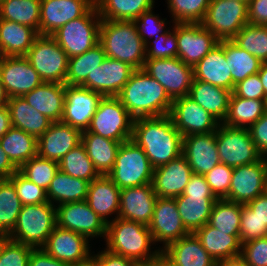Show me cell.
Returning a JSON list of instances; mask_svg holds the SVG:
<instances>
[{"label":"cell","mask_w":267,"mask_h":266,"mask_svg":"<svg viewBox=\"0 0 267 266\" xmlns=\"http://www.w3.org/2000/svg\"><path fill=\"white\" fill-rule=\"evenodd\" d=\"M131 140L141 147L154 168L182 154V134L169 115L134 119Z\"/></svg>","instance_id":"6da1fadb"},{"label":"cell","mask_w":267,"mask_h":266,"mask_svg":"<svg viewBox=\"0 0 267 266\" xmlns=\"http://www.w3.org/2000/svg\"><path fill=\"white\" fill-rule=\"evenodd\" d=\"M116 97L134 119L169 115L173 102L164 87L142 69L132 73Z\"/></svg>","instance_id":"7a4b0ae2"},{"label":"cell","mask_w":267,"mask_h":266,"mask_svg":"<svg viewBox=\"0 0 267 266\" xmlns=\"http://www.w3.org/2000/svg\"><path fill=\"white\" fill-rule=\"evenodd\" d=\"M104 242L108 251L139 264L154 262L161 256L148 226L132 220L117 218L107 223Z\"/></svg>","instance_id":"3957f363"},{"label":"cell","mask_w":267,"mask_h":266,"mask_svg":"<svg viewBox=\"0 0 267 266\" xmlns=\"http://www.w3.org/2000/svg\"><path fill=\"white\" fill-rule=\"evenodd\" d=\"M99 43L106 57L123 61L135 70L143 68L146 45L138 34L135 21L101 19Z\"/></svg>","instance_id":"277c9868"},{"label":"cell","mask_w":267,"mask_h":266,"mask_svg":"<svg viewBox=\"0 0 267 266\" xmlns=\"http://www.w3.org/2000/svg\"><path fill=\"white\" fill-rule=\"evenodd\" d=\"M56 226V206L49 201L22 205L16 225L7 238L33 248H41Z\"/></svg>","instance_id":"5b68a950"},{"label":"cell","mask_w":267,"mask_h":266,"mask_svg":"<svg viewBox=\"0 0 267 266\" xmlns=\"http://www.w3.org/2000/svg\"><path fill=\"white\" fill-rule=\"evenodd\" d=\"M154 167L143 149L132 140L121 143L112 170L107 176L122 190L151 184Z\"/></svg>","instance_id":"8992f818"},{"label":"cell","mask_w":267,"mask_h":266,"mask_svg":"<svg viewBox=\"0 0 267 266\" xmlns=\"http://www.w3.org/2000/svg\"><path fill=\"white\" fill-rule=\"evenodd\" d=\"M101 17L96 5L85 15L71 20L51 36L66 52L68 58L85 53L99 43Z\"/></svg>","instance_id":"52a82bcc"},{"label":"cell","mask_w":267,"mask_h":266,"mask_svg":"<svg viewBox=\"0 0 267 266\" xmlns=\"http://www.w3.org/2000/svg\"><path fill=\"white\" fill-rule=\"evenodd\" d=\"M134 118L116 96L103 97L92 117L88 132L118 142L131 140Z\"/></svg>","instance_id":"ba28073f"},{"label":"cell","mask_w":267,"mask_h":266,"mask_svg":"<svg viewBox=\"0 0 267 266\" xmlns=\"http://www.w3.org/2000/svg\"><path fill=\"white\" fill-rule=\"evenodd\" d=\"M25 57L43 82L65 83L68 56L51 35H39Z\"/></svg>","instance_id":"9c48e42d"},{"label":"cell","mask_w":267,"mask_h":266,"mask_svg":"<svg viewBox=\"0 0 267 266\" xmlns=\"http://www.w3.org/2000/svg\"><path fill=\"white\" fill-rule=\"evenodd\" d=\"M216 144L220 162L233 168L255 163L263 157L252 141L248 128L220 123L216 130Z\"/></svg>","instance_id":"30bf717a"},{"label":"cell","mask_w":267,"mask_h":266,"mask_svg":"<svg viewBox=\"0 0 267 266\" xmlns=\"http://www.w3.org/2000/svg\"><path fill=\"white\" fill-rule=\"evenodd\" d=\"M248 23V5L236 0H211L202 25L219 40H232Z\"/></svg>","instance_id":"8fae6325"},{"label":"cell","mask_w":267,"mask_h":266,"mask_svg":"<svg viewBox=\"0 0 267 266\" xmlns=\"http://www.w3.org/2000/svg\"><path fill=\"white\" fill-rule=\"evenodd\" d=\"M142 70L164 87L172 101L187 96L194 80L193 67L178 57L146 59Z\"/></svg>","instance_id":"7c38bea8"},{"label":"cell","mask_w":267,"mask_h":266,"mask_svg":"<svg viewBox=\"0 0 267 266\" xmlns=\"http://www.w3.org/2000/svg\"><path fill=\"white\" fill-rule=\"evenodd\" d=\"M57 226L85 236L92 242L105 240L107 223L97 215L86 200L56 206Z\"/></svg>","instance_id":"4fadbf2b"},{"label":"cell","mask_w":267,"mask_h":266,"mask_svg":"<svg viewBox=\"0 0 267 266\" xmlns=\"http://www.w3.org/2000/svg\"><path fill=\"white\" fill-rule=\"evenodd\" d=\"M83 235L56 226L41 247L51 257L70 266H79L92 259V243Z\"/></svg>","instance_id":"5bb4252c"},{"label":"cell","mask_w":267,"mask_h":266,"mask_svg":"<svg viewBox=\"0 0 267 266\" xmlns=\"http://www.w3.org/2000/svg\"><path fill=\"white\" fill-rule=\"evenodd\" d=\"M267 191V162L264 157L252 164L233 168L228 195L224 198L247 204Z\"/></svg>","instance_id":"9a60e30c"},{"label":"cell","mask_w":267,"mask_h":266,"mask_svg":"<svg viewBox=\"0 0 267 266\" xmlns=\"http://www.w3.org/2000/svg\"><path fill=\"white\" fill-rule=\"evenodd\" d=\"M169 116L183 137L214 132L220 124L188 95L173 100Z\"/></svg>","instance_id":"2e32d148"},{"label":"cell","mask_w":267,"mask_h":266,"mask_svg":"<svg viewBox=\"0 0 267 266\" xmlns=\"http://www.w3.org/2000/svg\"><path fill=\"white\" fill-rule=\"evenodd\" d=\"M103 97L102 94L81 85H66L61 122L81 132L87 130Z\"/></svg>","instance_id":"e0dca14e"},{"label":"cell","mask_w":267,"mask_h":266,"mask_svg":"<svg viewBox=\"0 0 267 266\" xmlns=\"http://www.w3.org/2000/svg\"><path fill=\"white\" fill-rule=\"evenodd\" d=\"M178 58L194 67L219 40L201 23H176Z\"/></svg>","instance_id":"ac0fdd59"},{"label":"cell","mask_w":267,"mask_h":266,"mask_svg":"<svg viewBox=\"0 0 267 266\" xmlns=\"http://www.w3.org/2000/svg\"><path fill=\"white\" fill-rule=\"evenodd\" d=\"M148 228L161 250L189 234L182 223L174 198H157Z\"/></svg>","instance_id":"d6986e66"},{"label":"cell","mask_w":267,"mask_h":266,"mask_svg":"<svg viewBox=\"0 0 267 266\" xmlns=\"http://www.w3.org/2000/svg\"><path fill=\"white\" fill-rule=\"evenodd\" d=\"M95 0H41L39 35H52L67 22L85 15Z\"/></svg>","instance_id":"ffe728a7"},{"label":"cell","mask_w":267,"mask_h":266,"mask_svg":"<svg viewBox=\"0 0 267 266\" xmlns=\"http://www.w3.org/2000/svg\"><path fill=\"white\" fill-rule=\"evenodd\" d=\"M0 76L9 97H22L43 82L25 56H0Z\"/></svg>","instance_id":"44dd1931"},{"label":"cell","mask_w":267,"mask_h":266,"mask_svg":"<svg viewBox=\"0 0 267 266\" xmlns=\"http://www.w3.org/2000/svg\"><path fill=\"white\" fill-rule=\"evenodd\" d=\"M135 71L123 61L106 57L81 85L106 96H117Z\"/></svg>","instance_id":"7402d4cb"},{"label":"cell","mask_w":267,"mask_h":266,"mask_svg":"<svg viewBox=\"0 0 267 266\" xmlns=\"http://www.w3.org/2000/svg\"><path fill=\"white\" fill-rule=\"evenodd\" d=\"M193 171L181 154L169 163L154 168L152 187L159 198H175L183 194Z\"/></svg>","instance_id":"603a6c76"},{"label":"cell","mask_w":267,"mask_h":266,"mask_svg":"<svg viewBox=\"0 0 267 266\" xmlns=\"http://www.w3.org/2000/svg\"><path fill=\"white\" fill-rule=\"evenodd\" d=\"M182 155L187 159L194 174L205 176L221 163L216 144V131L183 137Z\"/></svg>","instance_id":"cb8c5ba5"},{"label":"cell","mask_w":267,"mask_h":266,"mask_svg":"<svg viewBox=\"0 0 267 266\" xmlns=\"http://www.w3.org/2000/svg\"><path fill=\"white\" fill-rule=\"evenodd\" d=\"M82 132L61 121L52 122L37 139V155L59 162L71 149L81 143Z\"/></svg>","instance_id":"d4e9b609"},{"label":"cell","mask_w":267,"mask_h":266,"mask_svg":"<svg viewBox=\"0 0 267 266\" xmlns=\"http://www.w3.org/2000/svg\"><path fill=\"white\" fill-rule=\"evenodd\" d=\"M158 196L152 184L122 189L118 218L149 225Z\"/></svg>","instance_id":"484cf974"},{"label":"cell","mask_w":267,"mask_h":266,"mask_svg":"<svg viewBox=\"0 0 267 266\" xmlns=\"http://www.w3.org/2000/svg\"><path fill=\"white\" fill-rule=\"evenodd\" d=\"M120 192L121 189L107 175H100L89 183L86 201L97 215L109 223L118 218Z\"/></svg>","instance_id":"4316f807"},{"label":"cell","mask_w":267,"mask_h":266,"mask_svg":"<svg viewBox=\"0 0 267 266\" xmlns=\"http://www.w3.org/2000/svg\"><path fill=\"white\" fill-rule=\"evenodd\" d=\"M161 256L172 266H215L216 261L207 253L194 233L168 244Z\"/></svg>","instance_id":"83f0119b"},{"label":"cell","mask_w":267,"mask_h":266,"mask_svg":"<svg viewBox=\"0 0 267 266\" xmlns=\"http://www.w3.org/2000/svg\"><path fill=\"white\" fill-rule=\"evenodd\" d=\"M65 88V83L42 82L22 97L49 120L59 122L64 111Z\"/></svg>","instance_id":"f1b7e54d"},{"label":"cell","mask_w":267,"mask_h":266,"mask_svg":"<svg viewBox=\"0 0 267 266\" xmlns=\"http://www.w3.org/2000/svg\"><path fill=\"white\" fill-rule=\"evenodd\" d=\"M194 79L233 92L231 70L226 62L223 40L193 67Z\"/></svg>","instance_id":"f546056e"},{"label":"cell","mask_w":267,"mask_h":266,"mask_svg":"<svg viewBox=\"0 0 267 266\" xmlns=\"http://www.w3.org/2000/svg\"><path fill=\"white\" fill-rule=\"evenodd\" d=\"M182 223L189 233L208 223L214 203L215 195H191L181 194L174 198Z\"/></svg>","instance_id":"4dcf8cb0"},{"label":"cell","mask_w":267,"mask_h":266,"mask_svg":"<svg viewBox=\"0 0 267 266\" xmlns=\"http://www.w3.org/2000/svg\"><path fill=\"white\" fill-rule=\"evenodd\" d=\"M231 94V90L194 79L188 96L223 123L228 114Z\"/></svg>","instance_id":"1f68e13d"},{"label":"cell","mask_w":267,"mask_h":266,"mask_svg":"<svg viewBox=\"0 0 267 266\" xmlns=\"http://www.w3.org/2000/svg\"><path fill=\"white\" fill-rule=\"evenodd\" d=\"M207 253L217 262L240 255V235H229L208 223L194 232Z\"/></svg>","instance_id":"d6a6232c"},{"label":"cell","mask_w":267,"mask_h":266,"mask_svg":"<svg viewBox=\"0 0 267 266\" xmlns=\"http://www.w3.org/2000/svg\"><path fill=\"white\" fill-rule=\"evenodd\" d=\"M38 36L29 26L0 19V56H25Z\"/></svg>","instance_id":"836d02e7"},{"label":"cell","mask_w":267,"mask_h":266,"mask_svg":"<svg viewBox=\"0 0 267 266\" xmlns=\"http://www.w3.org/2000/svg\"><path fill=\"white\" fill-rule=\"evenodd\" d=\"M12 127L21 129L38 139L50 127L52 121L30 106L23 97H9Z\"/></svg>","instance_id":"e575fe53"},{"label":"cell","mask_w":267,"mask_h":266,"mask_svg":"<svg viewBox=\"0 0 267 266\" xmlns=\"http://www.w3.org/2000/svg\"><path fill=\"white\" fill-rule=\"evenodd\" d=\"M81 143L85 146L87 155L97 172L100 175H107L114 166L121 142L85 130L81 134Z\"/></svg>","instance_id":"d590c367"},{"label":"cell","mask_w":267,"mask_h":266,"mask_svg":"<svg viewBox=\"0 0 267 266\" xmlns=\"http://www.w3.org/2000/svg\"><path fill=\"white\" fill-rule=\"evenodd\" d=\"M89 183L59 169L46 191L47 199L55 206L86 200Z\"/></svg>","instance_id":"8d00e7d4"},{"label":"cell","mask_w":267,"mask_h":266,"mask_svg":"<svg viewBox=\"0 0 267 266\" xmlns=\"http://www.w3.org/2000/svg\"><path fill=\"white\" fill-rule=\"evenodd\" d=\"M267 100L246 99L236 96L233 92L229 101V109L223 124L249 128L267 111Z\"/></svg>","instance_id":"74e56055"},{"label":"cell","mask_w":267,"mask_h":266,"mask_svg":"<svg viewBox=\"0 0 267 266\" xmlns=\"http://www.w3.org/2000/svg\"><path fill=\"white\" fill-rule=\"evenodd\" d=\"M156 0H95L103 20L135 21L143 12L155 7Z\"/></svg>","instance_id":"f35d334b"},{"label":"cell","mask_w":267,"mask_h":266,"mask_svg":"<svg viewBox=\"0 0 267 266\" xmlns=\"http://www.w3.org/2000/svg\"><path fill=\"white\" fill-rule=\"evenodd\" d=\"M0 146L18 169L37 155V139L14 127L0 138Z\"/></svg>","instance_id":"ab89813d"},{"label":"cell","mask_w":267,"mask_h":266,"mask_svg":"<svg viewBox=\"0 0 267 266\" xmlns=\"http://www.w3.org/2000/svg\"><path fill=\"white\" fill-rule=\"evenodd\" d=\"M226 62L231 70L233 90L235 85L246 77L259 72L262 62L241 49L232 40H223Z\"/></svg>","instance_id":"60d3db41"},{"label":"cell","mask_w":267,"mask_h":266,"mask_svg":"<svg viewBox=\"0 0 267 266\" xmlns=\"http://www.w3.org/2000/svg\"><path fill=\"white\" fill-rule=\"evenodd\" d=\"M106 59V54L100 43L83 54L68 58L66 85H82L89 73H92Z\"/></svg>","instance_id":"b9f144b4"},{"label":"cell","mask_w":267,"mask_h":266,"mask_svg":"<svg viewBox=\"0 0 267 266\" xmlns=\"http://www.w3.org/2000/svg\"><path fill=\"white\" fill-rule=\"evenodd\" d=\"M41 0H3L0 19L29 26L39 34Z\"/></svg>","instance_id":"7bdbcfd3"},{"label":"cell","mask_w":267,"mask_h":266,"mask_svg":"<svg viewBox=\"0 0 267 266\" xmlns=\"http://www.w3.org/2000/svg\"><path fill=\"white\" fill-rule=\"evenodd\" d=\"M242 204L227 199H217L208 224L229 235H240Z\"/></svg>","instance_id":"ee69618b"},{"label":"cell","mask_w":267,"mask_h":266,"mask_svg":"<svg viewBox=\"0 0 267 266\" xmlns=\"http://www.w3.org/2000/svg\"><path fill=\"white\" fill-rule=\"evenodd\" d=\"M22 204L9 179L0 182V234L8 236L14 229Z\"/></svg>","instance_id":"f6af8a7d"},{"label":"cell","mask_w":267,"mask_h":266,"mask_svg":"<svg viewBox=\"0 0 267 266\" xmlns=\"http://www.w3.org/2000/svg\"><path fill=\"white\" fill-rule=\"evenodd\" d=\"M59 169L72 177L89 182L100 176L82 143L71 149L59 161Z\"/></svg>","instance_id":"bcb514c9"},{"label":"cell","mask_w":267,"mask_h":266,"mask_svg":"<svg viewBox=\"0 0 267 266\" xmlns=\"http://www.w3.org/2000/svg\"><path fill=\"white\" fill-rule=\"evenodd\" d=\"M232 41L262 63H267V26L247 23Z\"/></svg>","instance_id":"7dc6e473"},{"label":"cell","mask_w":267,"mask_h":266,"mask_svg":"<svg viewBox=\"0 0 267 266\" xmlns=\"http://www.w3.org/2000/svg\"><path fill=\"white\" fill-rule=\"evenodd\" d=\"M173 23H202L211 0H166Z\"/></svg>","instance_id":"c3c4849f"},{"label":"cell","mask_w":267,"mask_h":266,"mask_svg":"<svg viewBox=\"0 0 267 266\" xmlns=\"http://www.w3.org/2000/svg\"><path fill=\"white\" fill-rule=\"evenodd\" d=\"M59 170V162L49 160L39 155L26 161L18 171L28 180L47 191L54 175Z\"/></svg>","instance_id":"681fc988"},{"label":"cell","mask_w":267,"mask_h":266,"mask_svg":"<svg viewBox=\"0 0 267 266\" xmlns=\"http://www.w3.org/2000/svg\"><path fill=\"white\" fill-rule=\"evenodd\" d=\"M146 59H163L178 57L176 23L157 38H153L145 43Z\"/></svg>","instance_id":"f907efd6"},{"label":"cell","mask_w":267,"mask_h":266,"mask_svg":"<svg viewBox=\"0 0 267 266\" xmlns=\"http://www.w3.org/2000/svg\"><path fill=\"white\" fill-rule=\"evenodd\" d=\"M152 8L143 12L136 20V26L139 36L146 43L150 39L157 38L160 34L165 33L173 24V21H168L167 17L162 18L159 14H155ZM172 22V23H171ZM169 27H167L168 25Z\"/></svg>","instance_id":"816d5d0a"},{"label":"cell","mask_w":267,"mask_h":266,"mask_svg":"<svg viewBox=\"0 0 267 266\" xmlns=\"http://www.w3.org/2000/svg\"><path fill=\"white\" fill-rule=\"evenodd\" d=\"M15 186L22 205H34L48 202L46 190L28 180L19 171L8 178Z\"/></svg>","instance_id":"f5cc1de1"},{"label":"cell","mask_w":267,"mask_h":266,"mask_svg":"<svg viewBox=\"0 0 267 266\" xmlns=\"http://www.w3.org/2000/svg\"><path fill=\"white\" fill-rule=\"evenodd\" d=\"M33 249L29 245L7 239L1 247L0 266H28Z\"/></svg>","instance_id":"db71d44e"},{"label":"cell","mask_w":267,"mask_h":266,"mask_svg":"<svg viewBox=\"0 0 267 266\" xmlns=\"http://www.w3.org/2000/svg\"><path fill=\"white\" fill-rule=\"evenodd\" d=\"M265 236H267V225L262 224L255 212L246 204H242L240 221L241 244Z\"/></svg>","instance_id":"11a10c76"},{"label":"cell","mask_w":267,"mask_h":266,"mask_svg":"<svg viewBox=\"0 0 267 266\" xmlns=\"http://www.w3.org/2000/svg\"><path fill=\"white\" fill-rule=\"evenodd\" d=\"M233 167L220 163L206 175V181L217 199H224L231 185Z\"/></svg>","instance_id":"9f6ffc18"},{"label":"cell","mask_w":267,"mask_h":266,"mask_svg":"<svg viewBox=\"0 0 267 266\" xmlns=\"http://www.w3.org/2000/svg\"><path fill=\"white\" fill-rule=\"evenodd\" d=\"M240 256L249 266H267V236L243 243Z\"/></svg>","instance_id":"6f0895ef"},{"label":"cell","mask_w":267,"mask_h":266,"mask_svg":"<svg viewBox=\"0 0 267 266\" xmlns=\"http://www.w3.org/2000/svg\"><path fill=\"white\" fill-rule=\"evenodd\" d=\"M236 96L246 99L267 100L263 84L260 81L258 73L246 77L238 82L233 90Z\"/></svg>","instance_id":"680465c9"},{"label":"cell","mask_w":267,"mask_h":266,"mask_svg":"<svg viewBox=\"0 0 267 266\" xmlns=\"http://www.w3.org/2000/svg\"><path fill=\"white\" fill-rule=\"evenodd\" d=\"M248 130L258 152L265 157L267 155V111Z\"/></svg>","instance_id":"91938a15"},{"label":"cell","mask_w":267,"mask_h":266,"mask_svg":"<svg viewBox=\"0 0 267 266\" xmlns=\"http://www.w3.org/2000/svg\"><path fill=\"white\" fill-rule=\"evenodd\" d=\"M92 260L97 264V266H138L139 263L130 258H126L121 255H117L103 248L96 253L92 252Z\"/></svg>","instance_id":"94428289"},{"label":"cell","mask_w":267,"mask_h":266,"mask_svg":"<svg viewBox=\"0 0 267 266\" xmlns=\"http://www.w3.org/2000/svg\"><path fill=\"white\" fill-rule=\"evenodd\" d=\"M248 23L267 26V0H250Z\"/></svg>","instance_id":"6125c7cd"},{"label":"cell","mask_w":267,"mask_h":266,"mask_svg":"<svg viewBox=\"0 0 267 266\" xmlns=\"http://www.w3.org/2000/svg\"><path fill=\"white\" fill-rule=\"evenodd\" d=\"M184 196L191 195H214L206 181L204 175L194 174L191 176L190 181L185 187L183 192Z\"/></svg>","instance_id":"be15d7a7"},{"label":"cell","mask_w":267,"mask_h":266,"mask_svg":"<svg viewBox=\"0 0 267 266\" xmlns=\"http://www.w3.org/2000/svg\"><path fill=\"white\" fill-rule=\"evenodd\" d=\"M28 266H70L51 257L42 248H34L30 254Z\"/></svg>","instance_id":"e7e4bbea"},{"label":"cell","mask_w":267,"mask_h":266,"mask_svg":"<svg viewBox=\"0 0 267 266\" xmlns=\"http://www.w3.org/2000/svg\"><path fill=\"white\" fill-rule=\"evenodd\" d=\"M246 205L255 212V215L262 224L267 225V191L264 194L257 196Z\"/></svg>","instance_id":"03108f58"},{"label":"cell","mask_w":267,"mask_h":266,"mask_svg":"<svg viewBox=\"0 0 267 266\" xmlns=\"http://www.w3.org/2000/svg\"><path fill=\"white\" fill-rule=\"evenodd\" d=\"M17 171L18 168L11 162L9 157L0 146V177L3 179H8Z\"/></svg>","instance_id":"003e7915"},{"label":"cell","mask_w":267,"mask_h":266,"mask_svg":"<svg viewBox=\"0 0 267 266\" xmlns=\"http://www.w3.org/2000/svg\"><path fill=\"white\" fill-rule=\"evenodd\" d=\"M12 127L10 111L6 106L0 108V138Z\"/></svg>","instance_id":"a7ac6f4b"},{"label":"cell","mask_w":267,"mask_h":266,"mask_svg":"<svg viewBox=\"0 0 267 266\" xmlns=\"http://www.w3.org/2000/svg\"><path fill=\"white\" fill-rule=\"evenodd\" d=\"M215 266H249V265L240 255H238L235 257L217 261Z\"/></svg>","instance_id":"89a4df30"},{"label":"cell","mask_w":267,"mask_h":266,"mask_svg":"<svg viewBox=\"0 0 267 266\" xmlns=\"http://www.w3.org/2000/svg\"><path fill=\"white\" fill-rule=\"evenodd\" d=\"M258 75L267 96V63H262Z\"/></svg>","instance_id":"2644e50d"},{"label":"cell","mask_w":267,"mask_h":266,"mask_svg":"<svg viewBox=\"0 0 267 266\" xmlns=\"http://www.w3.org/2000/svg\"><path fill=\"white\" fill-rule=\"evenodd\" d=\"M8 99H9V96L5 90V87L2 83L1 76H0V108L7 105Z\"/></svg>","instance_id":"8c879c8a"},{"label":"cell","mask_w":267,"mask_h":266,"mask_svg":"<svg viewBox=\"0 0 267 266\" xmlns=\"http://www.w3.org/2000/svg\"><path fill=\"white\" fill-rule=\"evenodd\" d=\"M138 266H159V258L151 263H141Z\"/></svg>","instance_id":"753ad0ef"},{"label":"cell","mask_w":267,"mask_h":266,"mask_svg":"<svg viewBox=\"0 0 267 266\" xmlns=\"http://www.w3.org/2000/svg\"><path fill=\"white\" fill-rule=\"evenodd\" d=\"M159 266H172L169 262H167L162 256L159 257Z\"/></svg>","instance_id":"34e18365"},{"label":"cell","mask_w":267,"mask_h":266,"mask_svg":"<svg viewBox=\"0 0 267 266\" xmlns=\"http://www.w3.org/2000/svg\"><path fill=\"white\" fill-rule=\"evenodd\" d=\"M7 236L6 235H2L0 234V251H1V247H2V244L7 240Z\"/></svg>","instance_id":"11e5206c"},{"label":"cell","mask_w":267,"mask_h":266,"mask_svg":"<svg viewBox=\"0 0 267 266\" xmlns=\"http://www.w3.org/2000/svg\"><path fill=\"white\" fill-rule=\"evenodd\" d=\"M79 266H97V264L91 259L88 263L81 264Z\"/></svg>","instance_id":"2a66077c"},{"label":"cell","mask_w":267,"mask_h":266,"mask_svg":"<svg viewBox=\"0 0 267 266\" xmlns=\"http://www.w3.org/2000/svg\"><path fill=\"white\" fill-rule=\"evenodd\" d=\"M236 1L243 2V3L247 4V5H249V3H250V0H236Z\"/></svg>","instance_id":"b9fcfbb0"}]
</instances>
